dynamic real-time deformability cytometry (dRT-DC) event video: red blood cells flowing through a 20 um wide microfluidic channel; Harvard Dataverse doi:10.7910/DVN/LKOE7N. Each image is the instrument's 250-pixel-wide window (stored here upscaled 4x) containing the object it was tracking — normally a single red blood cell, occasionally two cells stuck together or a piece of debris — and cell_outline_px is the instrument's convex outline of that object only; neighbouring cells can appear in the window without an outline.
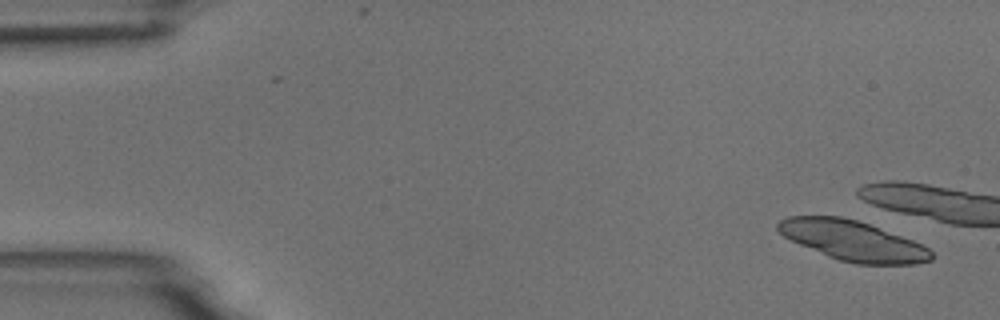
{"species": "common noctule bat (a hibernating species)", "species_latin": "Nyctalus noctula", "temperature_condition": "room temperature", "stored_images_in_passage": 7, "camera_frame_rate_fps": 3000, "um_per_image_px": 0.085, "animal": {"sex": "male", "body_mass_g": 18.8}, "frame": {"image": 1, "passage_image": 1, "time_ms": 0.0, "image_size_px": [1000, 320], "cell_outline_px": [[932, 260], [916, 264], [856, 264], [840, 260], [828, 256], [800, 244], [784, 236], [776, 228], [776, 224], [780, 220], [788, 216], [840, 216], [856, 220], [868, 224], [912, 240], [928, 248], [932, 252]], "centroid_in_image_um": [72.47, 20.46], "position_along_channel_um": 12.5, "area_um2": 35.32}}
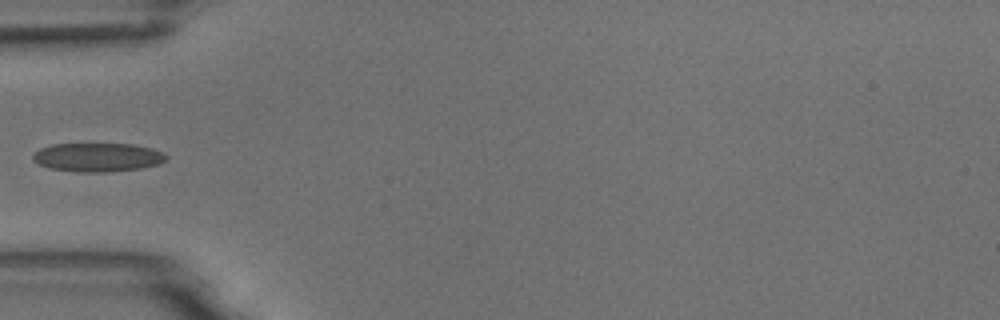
{"frame": {"image": 2, "passage_image": 6, "time_ms": 6.667, "image_size_px": [1000, 320], "cell_outline_px": [[168, 156], [160, 164], [140, 168], [108, 172], [76, 172], [48, 168], [32, 160], [32, 156], [40, 148], [52, 144], [132, 144], [152, 148], [164, 152]], "centroid_in_image_um": [8.3, 13.37], "position_along_channel_um": 76.7, "area_um2": 22.43}}